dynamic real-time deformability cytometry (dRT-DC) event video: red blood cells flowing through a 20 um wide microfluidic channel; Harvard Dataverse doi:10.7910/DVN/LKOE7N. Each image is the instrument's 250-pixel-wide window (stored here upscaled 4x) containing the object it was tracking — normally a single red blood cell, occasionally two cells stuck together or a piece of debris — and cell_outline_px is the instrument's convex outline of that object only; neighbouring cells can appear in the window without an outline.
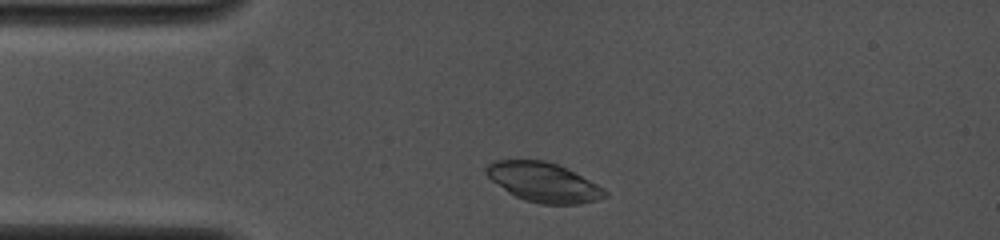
{"species": "common noctule bat (a hibernating species)", "species_latin": "Nyctalus noctula", "temperature_condition": "cold", "stored_images_in_passage": 31, "camera_frame_rate_fps": 4000, "um_per_image_px": 0.085, "animal": {"sex": "female", "body_mass_g": 19.0, "forearm_length_mm": 53.3}, "frame": {"image": 1, "passage_image": 3, "time_ms": 0.75, "image_size_px": [1000, 240], "cell_outline_px": [[608, 196], [596, 200], [580, 204], [540, 204], [524, 200], [508, 192], [492, 180], [484, 172], [484, 168], [488, 164], [496, 160], [544, 160], [556, 164], [604, 188], [608, 192]], "centroid_in_image_um": [46.18, 15.5], "position_along_channel_um": 38.8, "area_um2": 26.93}}
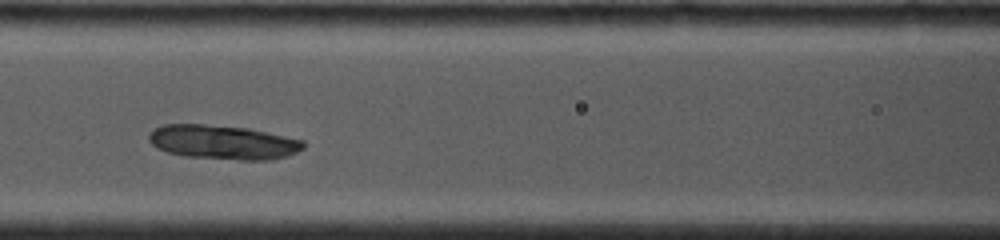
{"frame": {"image": 2, "passage_image": 15, "time_ms": 4.0, "image_size_px": [1000, 240], "cell_outline_px": [[304, 148], [296, 152], [284, 156], [268, 160], [240, 160], [184, 156], [168, 152], [156, 148], [148, 140], [148, 136], [156, 128], [164, 124], [204, 124], [248, 128], [304, 140]], "centroid_in_image_um": [18.94, 12.09], "position_along_channel_um": 147.7, "area_um2": 30.69}}
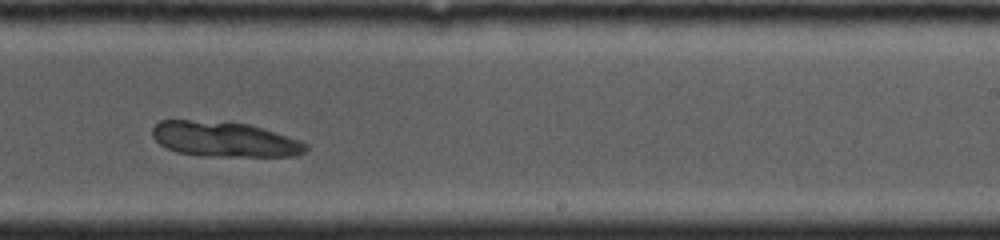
{"frame": {"image": 3, "passage_image": 22, "time_ms": 7.0, "image_size_px": [1000, 240], "cell_outline_px": [[308, 148], [300, 156], [200, 156], [176, 152], [164, 148], [152, 136], [152, 128], [160, 120], [192, 120], [248, 124], [300, 140], [308, 144]], "centroid_in_image_um": [19.06, 11.85], "position_along_channel_um": 269.9, "area_um2": 31.44}}